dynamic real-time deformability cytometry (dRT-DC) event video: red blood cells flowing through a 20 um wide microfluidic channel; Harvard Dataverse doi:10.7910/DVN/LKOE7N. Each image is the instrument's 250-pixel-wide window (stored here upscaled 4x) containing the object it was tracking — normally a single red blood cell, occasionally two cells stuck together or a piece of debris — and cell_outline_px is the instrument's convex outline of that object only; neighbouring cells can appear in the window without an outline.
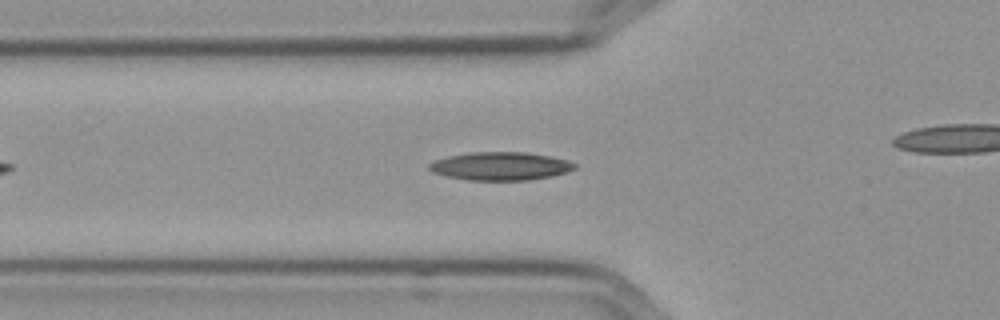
{"species": "Egyptian fruit bat (a non-hibernating species)", "species_latin": "Rousettus aegyptiacus", "temperature_condition": "cold", "stored_images_in_passage": 38, "camera_frame_rate_fps": 3000, "um_per_image_px": 0.085, "frame": {"image": 1, "passage_image": 9, "time_ms": 2.667, "image_size_px": [1000, 320], "cell_outline_px": [[576, 168], [552, 176], [528, 180], [468, 180], [444, 176], [432, 172], [428, 168], [428, 164], [436, 160], [448, 156], [472, 152], [524, 152], [548, 156], [564, 160], [576, 164]], "centroid_in_image_um": [42.48, 14.13], "position_along_channel_um": 83.3, "area_um2": 23.7}}
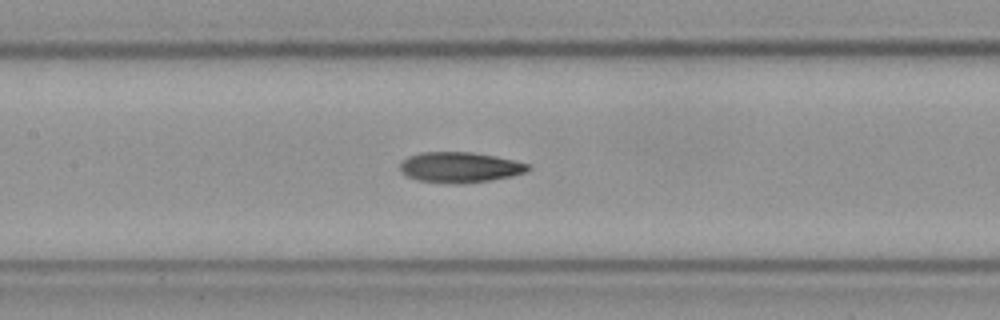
{"frame": {"image": 2, "passage_image": 16, "time_ms": 5.0, "image_size_px": [1000, 320], "cell_outline_px": [[532, 168], [528, 172], [512, 176], [488, 180], [460, 184], [456, 184], [420, 180], [408, 176], [400, 168], [400, 164], [408, 156], [420, 152], [472, 152], [496, 156], [528, 164]], "centroid_in_image_um": [39.13, 14.21], "position_along_channel_um": 168.3, "area_um2": 22.54}}
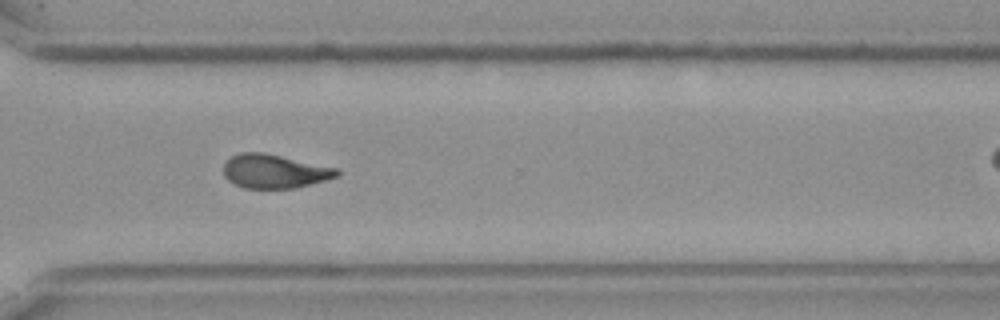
{"frame": {"image": 3, "passage_image": 31, "time_ms": 10.0, "image_size_px": [1000, 320], "cell_outline_px": [[340, 176], [292, 188], [244, 188], [228, 180], [224, 176], [224, 164], [232, 156], [240, 152], [264, 152], [340, 168]], "centroid_in_image_um": [23.36, 14.54], "position_along_channel_um": 347.2, "area_um2": 22.37}}